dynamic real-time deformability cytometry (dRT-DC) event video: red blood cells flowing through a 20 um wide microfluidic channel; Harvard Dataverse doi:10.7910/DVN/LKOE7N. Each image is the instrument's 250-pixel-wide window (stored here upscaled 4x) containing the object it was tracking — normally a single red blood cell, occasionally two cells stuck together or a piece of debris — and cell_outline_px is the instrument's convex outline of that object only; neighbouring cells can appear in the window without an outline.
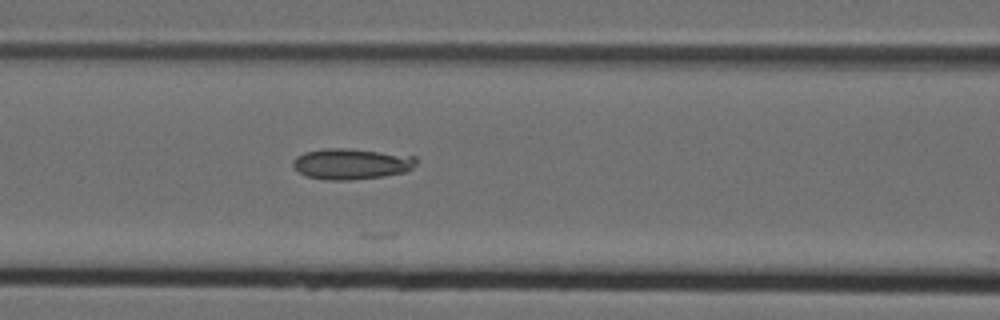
{"species": "Egyptian fruit bat (a non-hibernating species)", "species_latin": "Rousettus aegyptiacus", "temperature_condition": "cold", "stored_images_in_passage": 3, "camera_frame_rate_fps": 3000, "um_per_image_px": 0.085, "animal": {"sex": "female"}, "frame": {"image": 1, "passage_image": 3, "time_ms": 0.667, "image_size_px": [1000, 320], "cell_outline_px": [[416, 164], [408, 172], [384, 176], [352, 180], [328, 180], [304, 176], [292, 164], [292, 160], [296, 156], [304, 152], [324, 148], [348, 148], [416, 156]], "centroid_in_image_um": [29.87, 13.93], "position_along_channel_um": 136.7, "area_um2": 22.37}}